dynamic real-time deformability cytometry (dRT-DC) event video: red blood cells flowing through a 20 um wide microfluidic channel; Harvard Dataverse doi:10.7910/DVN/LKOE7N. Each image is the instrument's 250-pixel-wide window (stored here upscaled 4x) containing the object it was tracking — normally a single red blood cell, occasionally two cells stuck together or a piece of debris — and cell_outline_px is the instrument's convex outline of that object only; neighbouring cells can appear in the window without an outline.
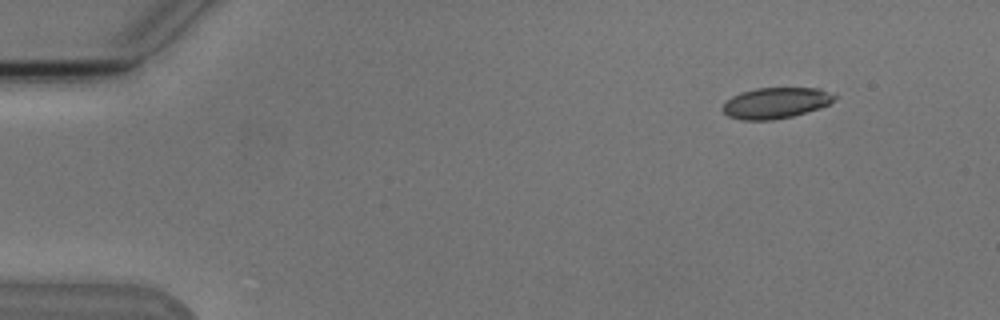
{"species": "Egyptian fruit bat (a non-hibernating species)", "species_latin": "Rousettus aegyptiacus", "temperature_condition": "cold", "stored_images_in_passage": 4, "camera_frame_rate_fps": 3000, "um_per_image_px": 0.085, "animal": {"sex": "male"}, "frame": {"image": 1, "passage_image": 1, "time_ms": 0.0, "image_size_px": [1000, 320], "cell_outline_px": [[840, 96], [828, 104], [820, 108], [792, 116], [772, 120], [744, 120], [728, 116], [720, 108], [732, 96], [740, 92], [756, 88], [820, 88], [836, 92]], "centroid_in_image_um": [66.0, 8.73], "position_along_channel_um": 19.0, "area_um2": 20.4}}